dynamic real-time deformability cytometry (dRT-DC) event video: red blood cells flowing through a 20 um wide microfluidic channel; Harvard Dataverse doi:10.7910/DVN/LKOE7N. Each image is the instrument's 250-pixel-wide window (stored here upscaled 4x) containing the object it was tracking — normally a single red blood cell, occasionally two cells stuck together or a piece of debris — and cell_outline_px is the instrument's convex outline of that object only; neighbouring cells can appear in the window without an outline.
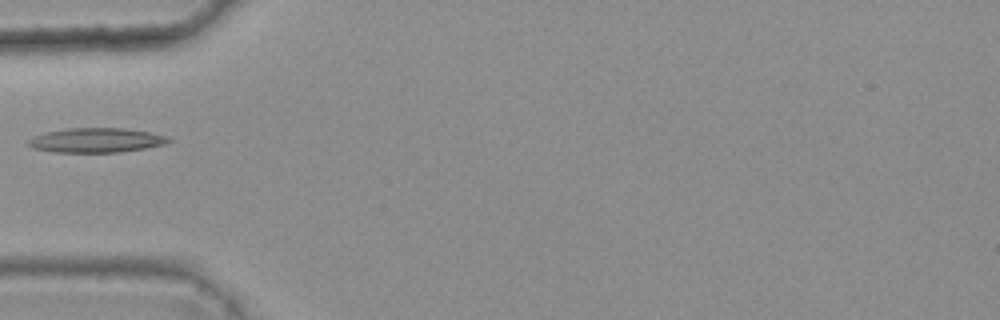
{"species": "common noctule bat (a hibernating species)", "species_latin": "Nyctalus noctula", "temperature_condition": "warm", "stored_images_in_passage": 1, "camera_frame_rate_fps": 3000, "um_per_image_px": 0.085, "animal": {"sex": "female", "body_mass_g": 25.1}, "frame": {"image": 1, "passage_image": 1, "time_ms": 0.0, "image_size_px": [1000, 320], "cell_outline_px": [[172, 140], [164, 144], [144, 148], [120, 152], [52, 152], [32, 148], [28, 144], [28, 140], [32, 136], [44, 132], [68, 128], [124, 128], [148, 132], [168, 136]], "centroid_in_image_um": [8.14, 11.92], "position_along_channel_um": 76.9, "area_um2": 20.06}}